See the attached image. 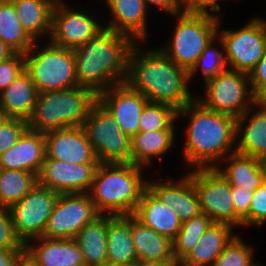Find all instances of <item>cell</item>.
<instances>
[{
    "label": "cell",
    "mask_w": 266,
    "mask_h": 266,
    "mask_svg": "<svg viewBox=\"0 0 266 266\" xmlns=\"http://www.w3.org/2000/svg\"><path fill=\"white\" fill-rule=\"evenodd\" d=\"M133 216L144 226L172 241L182 225L177 213L161 203L148 189L143 192Z\"/></svg>",
    "instance_id": "cell-23"
},
{
    "label": "cell",
    "mask_w": 266,
    "mask_h": 266,
    "mask_svg": "<svg viewBox=\"0 0 266 266\" xmlns=\"http://www.w3.org/2000/svg\"><path fill=\"white\" fill-rule=\"evenodd\" d=\"M236 235L211 266H256L252 247Z\"/></svg>",
    "instance_id": "cell-37"
},
{
    "label": "cell",
    "mask_w": 266,
    "mask_h": 266,
    "mask_svg": "<svg viewBox=\"0 0 266 266\" xmlns=\"http://www.w3.org/2000/svg\"><path fill=\"white\" fill-rule=\"evenodd\" d=\"M98 266H117V265L106 262V263H103V264L98 265Z\"/></svg>",
    "instance_id": "cell-53"
},
{
    "label": "cell",
    "mask_w": 266,
    "mask_h": 266,
    "mask_svg": "<svg viewBox=\"0 0 266 266\" xmlns=\"http://www.w3.org/2000/svg\"><path fill=\"white\" fill-rule=\"evenodd\" d=\"M249 75L226 69L205 83V98L197 99L214 112L227 114L236 119L255 105Z\"/></svg>",
    "instance_id": "cell-10"
},
{
    "label": "cell",
    "mask_w": 266,
    "mask_h": 266,
    "mask_svg": "<svg viewBox=\"0 0 266 266\" xmlns=\"http://www.w3.org/2000/svg\"><path fill=\"white\" fill-rule=\"evenodd\" d=\"M266 222V178L254 191L248 213V226H261Z\"/></svg>",
    "instance_id": "cell-42"
},
{
    "label": "cell",
    "mask_w": 266,
    "mask_h": 266,
    "mask_svg": "<svg viewBox=\"0 0 266 266\" xmlns=\"http://www.w3.org/2000/svg\"><path fill=\"white\" fill-rule=\"evenodd\" d=\"M142 166L133 163H100L96 169L89 195L101 215H133L147 181Z\"/></svg>",
    "instance_id": "cell-4"
},
{
    "label": "cell",
    "mask_w": 266,
    "mask_h": 266,
    "mask_svg": "<svg viewBox=\"0 0 266 266\" xmlns=\"http://www.w3.org/2000/svg\"><path fill=\"white\" fill-rule=\"evenodd\" d=\"M25 249H3L0 248V266H14L18 257Z\"/></svg>",
    "instance_id": "cell-46"
},
{
    "label": "cell",
    "mask_w": 266,
    "mask_h": 266,
    "mask_svg": "<svg viewBox=\"0 0 266 266\" xmlns=\"http://www.w3.org/2000/svg\"><path fill=\"white\" fill-rule=\"evenodd\" d=\"M212 223L213 221L203 213L182 222L179 232L172 241L173 256L178 264L193 250L199 238Z\"/></svg>",
    "instance_id": "cell-34"
},
{
    "label": "cell",
    "mask_w": 266,
    "mask_h": 266,
    "mask_svg": "<svg viewBox=\"0 0 266 266\" xmlns=\"http://www.w3.org/2000/svg\"><path fill=\"white\" fill-rule=\"evenodd\" d=\"M248 75H266V50L264 56L257 65L249 72Z\"/></svg>",
    "instance_id": "cell-48"
},
{
    "label": "cell",
    "mask_w": 266,
    "mask_h": 266,
    "mask_svg": "<svg viewBox=\"0 0 266 266\" xmlns=\"http://www.w3.org/2000/svg\"><path fill=\"white\" fill-rule=\"evenodd\" d=\"M136 43L130 35L104 28L87 43L73 49L78 85L99 94L124 83L129 55Z\"/></svg>",
    "instance_id": "cell-3"
},
{
    "label": "cell",
    "mask_w": 266,
    "mask_h": 266,
    "mask_svg": "<svg viewBox=\"0 0 266 266\" xmlns=\"http://www.w3.org/2000/svg\"><path fill=\"white\" fill-rule=\"evenodd\" d=\"M34 240L38 244L30 243ZM24 247L38 266H85L83 255L75 239L39 237L28 241Z\"/></svg>",
    "instance_id": "cell-22"
},
{
    "label": "cell",
    "mask_w": 266,
    "mask_h": 266,
    "mask_svg": "<svg viewBox=\"0 0 266 266\" xmlns=\"http://www.w3.org/2000/svg\"><path fill=\"white\" fill-rule=\"evenodd\" d=\"M175 260L138 262L137 266H177Z\"/></svg>",
    "instance_id": "cell-50"
},
{
    "label": "cell",
    "mask_w": 266,
    "mask_h": 266,
    "mask_svg": "<svg viewBox=\"0 0 266 266\" xmlns=\"http://www.w3.org/2000/svg\"><path fill=\"white\" fill-rule=\"evenodd\" d=\"M98 101L114 116L119 128L130 138L139 132L141 113L149 100L125 82L98 94Z\"/></svg>",
    "instance_id": "cell-16"
},
{
    "label": "cell",
    "mask_w": 266,
    "mask_h": 266,
    "mask_svg": "<svg viewBox=\"0 0 266 266\" xmlns=\"http://www.w3.org/2000/svg\"><path fill=\"white\" fill-rule=\"evenodd\" d=\"M14 266H38V264L26 251H24L16 260Z\"/></svg>",
    "instance_id": "cell-47"
},
{
    "label": "cell",
    "mask_w": 266,
    "mask_h": 266,
    "mask_svg": "<svg viewBox=\"0 0 266 266\" xmlns=\"http://www.w3.org/2000/svg\"><path fill=\"white\" fill-rule=\"evenodd\" d=\"M197 192L201 212L213 222L235 226V209L230 183L216 168L192 169L188 173Z\"/></svg>",
    "instance_id": "cell-12"
},
{
    "label": "cell",
    "mask_w": 266,
    "mask_h": 266,
    "mask_svg": "<svg viewBox=\"0 0 266 266\" xmlns=\"http://www.w3.org/2000/svg\"><path fill=\"white\" fill-rule=\"evenodd\" d=\"M180 117L189 118L183 157L190 169L216 168L236 151L235 117L206 108L197 97L178 110Z\"/></svg>",
    "instance_id": "cell-1"
},
{
    "label": "cell",
    "mask_w": 266,
    "mask_h": 266,
    "mask_svg": "<svg viewBox=\"0 0 266 266\" xmlns=\"http://www.w3.org/2000/svg\"><path fill=\"white\" fill-rule=\"evenodd\" d=\"M27 129L26 120L6 117L0 124V155L12 147Z\"/></svg>",
    "instance_id": "cell-38"
},
{
    "label": "cell",
    "mask_w": 266,
    "mask_h": 266,
    "mask_svg": "<svg viewBox=\"0 0 266 266\" xmlns=\"http://www.w3.org/2000/svg\"><path fill=\"white\" fill-rule=\"evenodd\" d=\"M190 0H177V2L184 7Z\"/></svg>",
    "instance_id": "cell-51"
},
{
    "label": "cell",
    "mask_w": 266,
    "mask_h": 266,
    "mask_svg": "<svg viewBox=\"0 0 266 266\" xmlns=\"http://www.w3.org/2000/svg\"><path fill=\"white\" fill-rule=\"evenodd\" d=\"M107 262L117 266H134L138 263L131 235V215H108Z\"/></svg>",
    "instance_id": "cell-25"
},
{
    "label": "cell",
    "mask_w": 266,
    "mask_h": 266,
    "mask_svg": "<svg viewBox=\"0 0 266 266\" xmlns=\"http://www.w3.org/2000/svg\"><path fill=\"white\" fill-rule=\"evenodd\" d=\"M174 17L178 21L170 43L158 49L175 64L189 71L209 42L217 36L220 17L187 12Z\"/></svg>",
    "instance_id": "cell-7"
},
{
    "label": "cell",
    "mask_w": 266,
    "mask_h": 266,
    "mask_svg": "<svg viewBox=\"0 0 266 266\" xmlns=\"http://www.w3.org/2000/svg\"><path fill=\"white\" fill-rule=\"evenodd\" d=\"M217 41L223 49L229 69L249 72L264 56L266 25L262 18H253L238 30H217Z\"/></svg>",
    "instance_id": "cell-9"
},
{
    "label": "cell",
    "mask_w": 266,
    "mask_h": 266,
    "mask_svg": "<svg viewBox=\"0 0 266 266\" xmlns=\"http://www.w3.org/2000/svg\"><path fill=\"white\" fill-rule=\"evenodd\" d=\"M37 182V176L29 171L0 169V206L9 208L19 202Z\"/></svg>",
    "instance_id": "cell-33"
},
{
    "label": "cell",
    "mask_w": 266,
    "mask_h": 266,
    "mask_svg": "<svg viewBox=\"0 0 266 266\" xmlns=\"http://www.w3.org/2000/svg\"><path fill=\"white\" fill-rule=\"evenodd\" d=\"M176 131L138 132L131 138V163L144 167L175 144Z\"/></svg>",
    "instance_id": "cell-31"
},
{
    "label": "cell",
    "mask_w": 266,
    "mask_h": 266,
    "mask_svg": "<svg viewBox=\"0 0 266 266\" xmlns=\"http://www.w3.org/2000/svg\"><path fill=\"white\" fill-rule=\"evenodd\" d=\"M97 101L98 94L94 90L81 86L38 93L27 120L28 129L47 133L82 126Z\"/></svg>",
    "instance_id": "cell-5"
},
{
    "label": "cell",
    "mask_w": 266,
    "mask_h": 266,
    "mask_svg": "<svg viewBox=\"0 0 266 266\" xmlns=\"http://www.w3.org/2000/svg\"><path fill=\"white\" fill-rule=\"evenodd\" d=\"M144 3L147 8L149 5H155L173 16L184 12V8L177 2V0H144Z\"/></svg>",
    "instance_id": "cell-45"
},
{
    "label": "cell",
    "mask_w": 266,
    "mask_h": 266,
    "mask_svg": "<svg viewBox=\"0 0 266 266\" xmlns=\"http://www.w3.org/2000/svg\"><path fill=\"white\" fill-rule=\"evenodd\" d=\"M5 118V115L0 111V124Z\"/></svg>",
    "instance_id": "cell-52"
},
{
    "label": "cell",
    "mask_w": 266,
    "mask_h": 266,
    "mask_svg": "<svg viewBox=\"0 0 266 266\" xmlns=\"http://www.w3.org/2000/svg\"><path fill=\"white\" fill-rule=\"evenodd\" d=\"M105 1L112 18L104 28L130 35L137 42L146 41L148 10L144 0Z\"/></svg>",
    "instance_id": "cell-21"
},
{
    "label": "cell",
    "mask_w": 266,
    "mask_h": 266,
    "mask_svg": "<svg viewBox=\"0 0 266 266\" xmlns=\"http://www.w3.org/2000/svg\"><path fill=\"white\" fill-rule=\"evenodd\" d=\"M99 215L89 193H62L49 216L42 237L75 239L78 232Z\"/></svg>",
    "instance_id": "cell-13"
},
{
    "label": "cell",
    "mask_w": 266,
    "mask_h": 266,
    "mask_svg": "<svg viewBox=\"0 0 266 266\" xmlns=\"http://www.w3.org/2000/svg\"><path fill=\"white\" fill-rule=\"evenodd\" d=\"M255 104L266 107V75H249Z\"/></svg>",
    "instance_id": "cell-44"
},
{
    "label": "cell",
    "mask_w": 266,
    "mask_h": 266,
    "mask_svg": "<svg viewBox=\"0 0 266 266\" xmlns=\"http://www.w3.org/2000/svg\"><path fill=\"white\" fill-rule=\"evenodd\" d=\"M160 181H147V189L161 203L176 212L182 222L202 213L194 183L188 174L178 181Z\"/></svg>",
    "instance_id": "cell-18"
},
{
    "label": "cell",
    "mask_w": 266,
    "mask_h": 266,
    "mask_svg": "<svg viewBox=\"0 0 266 266\" xmlns=\"http://www.w3.org/2000/svg\"><path fill=\"white\" fill-rule=\"evenodd\" d=\"M25 70L24 54L15 53L0 63V93L10 86L17 76Z\"/></svg>",
    "instance_id": "cell-41"
},
{
    "label": "cell",
    "mask_w": 266,
    "mask_h": 266,
    "mask_svg": "<svg viewBox=\"0 0 266 266\" xmlns=\"http://www.w3.org/2000/svg\"><path fill=\"white\" fill-rule=\"evenodd\" d=\"M219 0H190L183 8L184 12L187 13H199V14H212L210 13L208 7L212 12H219L221 9L220 5L217 3Z\"/></svg>",
    "instance_id": "cell-43"
},
{
    "label": "cell",
    "mask_w": 266,
    "mask_h": 266,
    "mask_svg": "<svg viewBox=\"0 0 266 266\" xmlns=\"http://www.w3.org/2000/svg\"><path fill=\"white\" fill-rule=\"evenodd\" d=\"M177 112L168 104L148 102L140 116L139 132L176 131Z\"/></svg>",
    "instance_id": "cell-35"
},
{
    "label": "cell",
    "mask_w": 266,
    "mask_h": 266,
    "mask_svg": "<svg viewBox=\"0 0 266 266\" xmlns=\"http://www.w3.org/2000/svg\"><path fill=\"white\" fill-rule=\"evenodd\" d=\"M45 158L72 164H100L82 126L44 133Z\"/></svg>",
    "instance_id": "cell-17"
},
{
    "label": "cell",
    "mask_w": 266,
    "mask_h": 266,
    "mask_svg": "<svg viewBox=\"0 0 266 266\" xmlns=\"http://www.w3.org/2000/svg\"><path fill=\"white\" fill-rule=\"evenodd\" d=\"M236 152L266 162V107L255 104L236 119Z\"/></svg>",
    "instance_id": "cell-20"
},
{
    "label": "cell",
    "mask_w": 266,
    "mask_h": 266,
    "mask_svg": "<svg viewBox=\"0 0 266 266\" xmlns=\"http://www.w3.org/2000/svg\"><path fill=\"white\" fill-rule=\"evenodd\" d=\"M82 127L100 163H131V138L99 101Z\"/></svg>",
    "instance_id": "cell-8"
},
{
    "label": "cell",
    "mask_w": 266,
    "mask_h": 266,
    "mask_svg": "<svg viewBox=\"0 0 266 266\" xmlns=\"http://www.w3.org/2000/svg\"><path fill=\"white\" fill-rule=\"evenodd\" d=\"M59 196L60 193L37 182L28 194L9 207L15 233L24 245L43 236Z\"/></svg>",
    "instance_id": "cell-11"
},
{
    "label": "cell",
    "mask_w": 266,
    "mask_h": 266,
    "mask_svg": "<svg viewBox=\"0 0 266 266\" xmlns=\"http://www.w3.org/2000/svg\"><path fill=\"white\" fill-rule=\"evenodd\" d=\"M83 12V13H82ZM84 11H74L57 0L52 11L50 42L67 49H75L94 38L104 26Z\"/></svg>",
    "instance_id": "cell-14"
},
{
    "label": "cell",
    "mask_w": 266,
    "mask_h": 266,
    "mask_svg": "<svg viewBox=\"0 0 266 266\" xmlns=\"http://www.w3.org/2000/svg\"><path fill=\"white\" fill-rule=\"evenodd\" d=\"M15 52L0 39V63L8 60Z\"/></svg>",
    "instance_id": "cell-49"
},
{
    "label": "cell",
    "mask_w": 266,
    "mask_h": 266,
    "mask_svg": "<svg viewBox=\"0 0 266 266\" xmlns=\"http://www.w3.org/2000/svg\"><path fill=\"white\" fill-rule=\"evenodd\" d=\"M0 39L15 53L21 54H25L34 44L23 30L10 0H0Z\"/></svg>",
    "instance_id": "cell-32"
},
{
    "label": "cell",
    "mask_w": 266,
    "mask_h": 266,
    "mask_svg": "<svg viewBox=\"0 0 266 266\" xmlns=\"http://www.w3.org/2000/svg\"><path fill=\"white\" fill-rule=\"evenodd\" d=\"M140 45L137 42L130 52L125 83L149 102L168 104L177 111L192 102L195 98L188 88V70L159 49L143 52Z\"/></svg>",
    "instance_id": "cell-2"
},
{
    "label": "cell",
    "mask_w": 266,
    "mask_h": 266,
    "mask_svg": "<svg viewBox=\"0 0 266 266\" xmlns=\"http://www.w3.org/2000/svg\"><path fill=\"white\" fill-rule=\"evenodd\" d=\"M108 215H99L85 225L75 240L83 255L85 266H98L107 262Z\"/></svg>",
    "instance_id": "cell-30"
},
{
    "label": "cell",
    "mask_w": 266,
    "mask_h": 266,
    "mask_svg": "<svg viewBox=\"0 0 266 266\" xmlns=\"http://www.w3.org/2000/svg\"><path fill=\"white\" fill-rule=\"evenodd\" d=\"M45 157L44 133L27 129L12 147L0 155V169L29 171L38 177Z\"/></svg>",
    "instance_id": "cell-19"
},
{
    "label": "cell",
    "mask_w": 266,
    "mask_h": 266,
    "mask_svg": "<svg viewBox=\"0 0 266 266\" xmlns=\"http://www.w3.org/2000/svg\"><path fill=\"white\" fill-rule=\"evenodd\" d=\"M99 164H72L45 158L38 183L60 194L88 193Z\"/></svg>",
    "instance_id": "cell-15"
},
{
    "label": "cell",
    "mask_w": 266,
    "mask_h": 266,
    "mask_svg": "<svg viewBox=\"0 0 266 266\" xmlns=\"http://www.w3.org/2000/svg\"><path fill=\"white\" fill-rule=\"evenodd\" d=\"M131 235L138 262L175 260L172 240L131 215Z\"/></svg>",
    "instance_id": "cell-28"
},
{
    "label": "cell",
    "mask_w": 266,
    "mask_h": 266,
    "mask_svg": "<svg viewBox=\"0 0 266 266\" xmlns=\"http://www.w3.org/2000/svg\"><path fill=\"white\" fill-rule=\"evenodd\" d=\"M235 227L226 223L213 222L202 234L193 250L180 263L181 266H211L225 247L236 236Z\"/></svg>",
    "instance_id": "cell-24"
},
{
    "label": "cell",
    "mask_w": 266,
    "mask_h": 266,
    "mask_svg": "<svg viewBox=\"0 0 266 266\" xmlns=\"http://www.w3.org/2000/svg\"><path fill=\"white\" fill-rule=\"evenodd\" d=\"M225 169L220 164L216 170L230 183L231 187H243L255 191L266 178V162L238 152L230 153Z\"/></svg>",
    "instance_id": "cell-26"
},
{
    "label": "cell",
    "mask_w": 266,
    "mask_h": 266,
    "mask_svg": "<svg viewBox=\"0 0 266 266\" xmlns=\"http://www.w3.org/2000/svg\"><path fill=\"white\" fill-rule=\"evenodd\" d=\"M0 248L25 249L15 233L9 208L3 206H0Z\"/></svg>",
    "instance_id": "cell-39"
},
{
    "label": "cell",
    "mask_w": 266,
    "mask_h": 266,
    "mask_svg": "<svg viewBox=\"0 0 266 266\" xmlns=\"http://www.w3.org/2000/svg\"><path fill=\"white\" fill-rule=\"evenodd\" d=\"M23 30L34 41L51 33L52 11L57 0H10Z\"/></svg>",
    "instance_id": "cell-29"
},
{
    "label": "cell",
    "mask_w": 266,
    "mask_h": 266,
    "mask_svg": "<svg viewBox=\"0 0 266 266\" xmlns=\"http://www.w3.org/2000/svg\"><path fill=\"white\" fill-rule=\"evenodd\" d=\"M254 191L243 187H232V198L235 209V226H248V213Z\"/></svg>",
    "instance_id": "cell-40"
},
{
    "label": "cell",
    "mask_w": 266,
    "mask_h": 266,
    "mask_svg": "<svg viewBox=\"0 0 266 266\" xmlns=\"http://www.w3.org/2000/svg\"><path fill=\"white\" fill-rule=\"evenodd\" d=\"M38 91L24 70L0 93V111L9 118L28 120L35 107Z\"/></svg>",
    "instance_id": "cell-27"
},
{
    "label": "cell",
    "mask_w": 266,
    "mask_h": 266,
    "mask_svg": "<svg viewBox=\"0 0 266 266\" xmlns=\"http://www.w3.org/2000/svg\"><path fill=\"white\" fill-rule=\"evenodd\" d=\"M33 46L24 54L25 71L38 93L59 91L79 86L73 49L57 46L50 41L44 48ZM36 46V47H34ZM37 49V50H36Z\"/></svg>",
    "instance_id": "cell-6"
},
{
    "label": "cell",
    "mask_w": 266,
    "mask_h": 266,
    "mask_svg": "<svg viewBox=\"0 0 266 266\" xmlns=\"http://www.w3.org/2000/svg\"><path fill=\"white\" fill-rule=\"evenodd\" d=\"M217 42V36L209 42L203 51L202 55L197 59L193 67L188 71L189 81L193 78L196 71L201 68L203 75V82L213 79L215 76L221 74L224 70L228 69L225 53L213 47V43Z\"/></svg>",
    "instance_id": "cell-36"
}]
</instances>
